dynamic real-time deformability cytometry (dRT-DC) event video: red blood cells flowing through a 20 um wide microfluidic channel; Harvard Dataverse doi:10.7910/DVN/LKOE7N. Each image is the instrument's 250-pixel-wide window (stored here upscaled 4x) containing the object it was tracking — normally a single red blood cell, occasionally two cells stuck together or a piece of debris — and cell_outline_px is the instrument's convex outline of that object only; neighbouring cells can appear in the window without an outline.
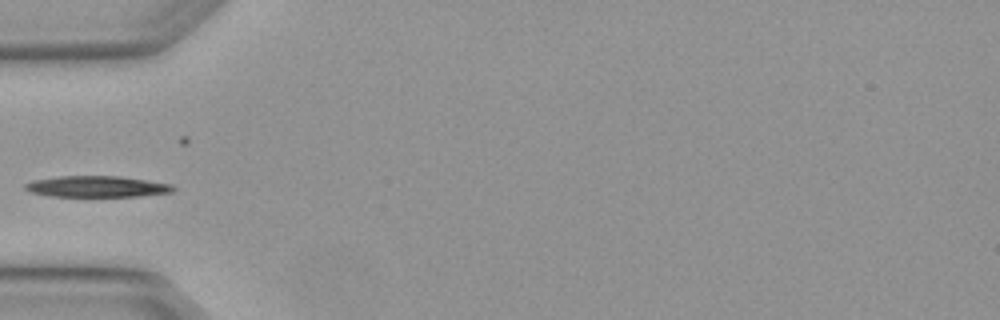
{"species": "Egyptian fruit bat (a non-hibernating species)", "species_latin": "Rousettus aegyptiacus", "temperature_condition": "warm", "stored_images_in_passage": 4, "segment_of_instrument_passage": [2, 2], "camera_frame_rate_fps": 3000, "um_per_image_px": 0.085, "animal": {"sex": "female"}, "frame": {"image": 1, "passage_image": 3, "time_ms": 0.667, "image_size_px": [1000, 320], "cell_outline_px": [[176, 188], [172, 192], [140, 196], [52, 196], [28, 192], [24, 188], [24, 184], [32, 180], [60, 176], [120, 176], [172, 184]], "centroid_in_image_um": [8.22, 15.85], "position_along_channel_um": 76.8, "area_um2": 18.26}}
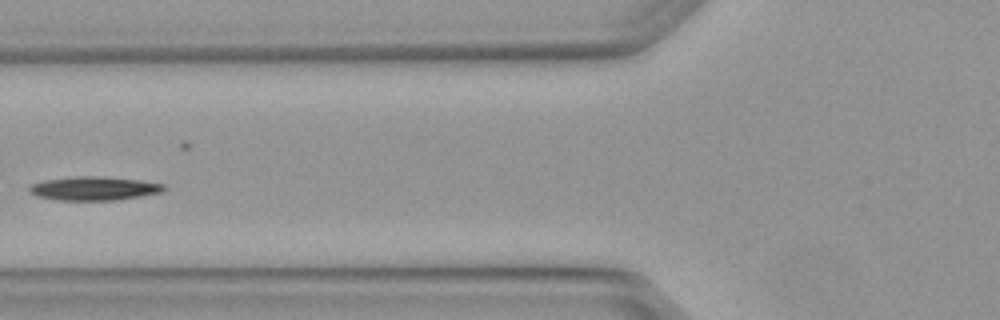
{"frame": {"image": 2, "passage_image": 4, "time_ms": 1.0, "image_size_px": [1000, 320], "cell_outline_px": [[168, 188], [160, 192], [140, 196], [116, 200], [56, 200], [36, 196], [28, 192], [28, 188], [32, 184], [44, 180], [76, 176], [100, 176], [140, 180], [164, 184]], "centroid_in_image_um": [7.97, 16.01], "position_along_channel_um": 117.8, "area_um2": 18.67}}